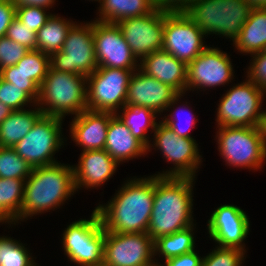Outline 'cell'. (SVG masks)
Wrapping results in <instances>:
<instances>
[{"label": "cell", "instance_id": "obj_9", "mask_svg": "<svg viewBox=\"0 0 266 266\" xmlns=\"http://www.w3.org/2000/svg\"><path fill=\"white\" fill-rule=\"evenodd\" d=\"M266 92L246 78L223 94L217 108L216 123L220 126L254 127L262 114Z\"/></svg>", "mask_w": 266, "mask_h": 266}, {"label": "cell", "instance_id": "obj_46", "mask_svg": "<svg viewBox=\"0 0 266 266\" xmlns=\"http://www.w3.org/2000/svg\"><path fill=\"white\" fill-rule=\"evenodd\" d=\"M257 128L262 137L263 143L266 146V110L262 111Z\"/></svg>", "mask_w": 266, "mask_h": 266}, {"label": "cell", "instance_id": "obj_16", "mask_svg": "<svg viewBox=\"0 0 266 266\" xmlns=\"http://www.w3.org/2000/svg\"><path fill=\"white\" fill-rule=\"evenodd\" d=\"M93 39L98 67L139 69V61L117 24L93 20Z\"/></svg>", "mask_w": 266, "mask_h": 266}, {"label": "cell", "instance_id": "obj_28", "mask_svg": "<svg viewBox=\"0 0 266 266\" xmlns=\"http://www.w3.org/2000/svg\"><path fill=\"white\" fill-rule=\"evenodd\" d=\"M25 180L0 178V223H17L24 198Z\"/></svg>", "mask_w": 266, "mask_h": 266}, {"label": "cell", "instance_id": "obj_19", "mask_svg": "<svg viewBox=\"0 0 266 266\" xmlns=\"http://www.w3.org/2000/svg\"><path fill=\"white\" fill-rule=\"evenodd\" d=\"M207 230L218 247L239 248L246 252L244 240L249 234L250 223L240 207L231 204L219 206L208 219Z\"/></svg>", "mask_w": 266, "mask_h": 266}, {"label": "cell", "instance_id": "obj_47", "mask_svg": "<svg viewBox=\"0 0 266 266\" xmlns=\"http://www.w3.org/2000/svg\"><path fill=\"white\" fill-rule=\"evenodd\" d=\"M12 110L0 102V124L10 115Z\"/></svg>", "mask_w": 266, "mask_h": 266}, {"label": "cell", "instance_id": "obj_18", "mask_svg": "<svg viewBox=\"0 0 266 266\" xmlns=\"http://www.w3.org/2000/svg\"><path fill=\"white\" fill-rule=\"evenodd\" d=\"M181 96L183 94H179L171 86L138 69L130 77L125 105L146 107L159 116L161 112L177 107L175 104L179 103Z\"/></svg>", "mask_w": 266, "mask_h": 266}, {"label": "cell", "instance_id": "obj_7", "mask_svg": "<svg viewBox=\"0 0 266 266\" xmlns=\"http://www.w3.org/2000/svg\"><path fill=\"white\" fill-rule=\"evenodd\" d=\"M216 132L218 151L226 165L258 170L266 160V146L257 126H220Z\"/></svg>", "mask_w": 266, "mask_h": 266}, {"label": "cell", "instance_id": "obj_26", "mask_svg": "<svg viewBox=\"0 0 266 266\" xmlns=\"http://www.w3.org/2000/svg\"><path fill=\"white\" fill-rule=\"evenodd\" d=\"M99 4L100 14L95 21L114 24L127 18L145 16L156 8L153 0H101Z\"/></svg>", "mask_w": 266, "mask_h": 266}, {"label": "cell", "instance_id": "obj_23", "mask_svg": "<svg viewBox=\"0 0 266 266\" xmlns=\"http://www.w3.org/2000/svg\"><path fill=\"white\" fill-rule=\"evenodd\" d=\"M104 149L119 165L148 153L147 147L131 134L117 114L110 119Z\"/></svg>", "mask_w": 266, "mask_h": 266}, {"label": "cell", "instance_id": "obj_10", "mask_svg": "<svg viewBox=\"0 0 266 266\" xmlns=\"http://www.w3.org/2000/svg\"><path fill=\"white\" fill-rule=\"evenodd\" d=\"M62 123L63 118L42 115L29 133L12 148L32 168L58 163L54 155L65 144Z\"/></svg>", "mask_w": 266, "mask_h": 266}, {"label": "cell", "instance_id": "obj_12", "mask_svg": "<svg viewBox=\"0 0 266 266\" xmlns=\"http://www.w3.org/2000/svg\"><path fill=\"white\" fill-rule=\"evenodd\" d=\"M135 70L98 67L86 77L87 108L117 114L125 106L129 80Z\"/></svg>", "mask_w": 266, "mask_h": 266}, {"label": "cell", "instance_id": "obj_32", "mask_svg": "<svg viewBox=\"0 0 266 266\" xmlns=\"http://www.w3.org/2000/svg\"><path fill=\"white\" fill-rule=\"evenodd\" d=\"M32 167L13 148L0 147V178L26 180Z\"/></svg>", "mask_w": 266, "mask_h": 266}, {"label": "cell", "instance_id": "obj_6", "mask_svg": "<svg viewBox=\"0 0 266 266\" xmlns=\"http://www.w3.org/2000/svg\"><path fill=\"white\" fill-rule=\"evenodd\" d=\"M64 254L80 266H102L105 230L96 209L91 218L79 219L65 228L62 235Z\"/></svg>", "mask_w": 266, "mask_h": 266}, {"label": "cell", "instance_id": "obj_3", "mask_svg": "<svg viewBox=\"0 0 266 266\" xmlns=\"http://www.w3.org/2000/svg\"><path fill=\"white\" fill-rule=\"evenodd\" d=\"M76 192L73 167L55 163L32 168L25 180L24 198L17 223L29 217L50 212L65 204Z\"/></svg>", "mask_w": 266, "mask_h": 266}, {"label": "cell", "instance_id": "obj_44", "mask_svg": "<svg viewBox=\"0 0 266 266\" xmlns=\"http://www.w3.org/2000/svg\"><path fill=\"white\" fill-rule=\"evenodd\" d=\"M156 7L164 12H186L194 0H153Z\"/></svg>", "mask_w": 266, "mask_h": 266}, {"label": "cell", "instance_id": "obj_38", "mask_svg": "<svg viewBox=\"0 0 266 266\" xmlns=\"http://www.w3.org/2000/svg\"><path fill=\"white\" fill-rule=\"evenodd\" d=\"M28 52L29 49L21 44L6 36L0 37V70L16 65Z\"/></svg>", "mask_w": 266, "mask_h": 266}, {"label": "cell", "instance_id": "obj_17", "mask_svg": "<svg viewBox=\"0 0 266 266\" xmlns=\"http://www.w3.org/2000/svg\"><path fill=\"white\" fill-rule=\"evenodd\" d=\"M227 53L217 47H206L187 64V91L225 86L234 79V69Z\"/></svg>", "mask_w": 266, "mask_h": 266}, {"label": "cell", "instance_id": "obj_1", "mask_svg": "<svg viewBox=\"0 0 266 266\" xmlns=\"http://www.w3.org/2000/svg\"><path fill=\"white\" fill-rule=\"evenodd\" d=\"M155 175L128 179L98 211L104 230L115 233L148 231L153 208Z\"/></svg>", "mask_w": 266, "mask_h": 266}, {"label": "cell", "instance_id": "obj_35", "mask_svg": "<svg viewBox=\"0 0 266 266\" xmlns=\"http://www.w3.org/2000/svg\"><path fill=\"white\" fill-rule=\"evenodd\" d=\"M0 102L8 106L12 111L23 110L24 106L30 104V107L36 102L20 87L6 82L0 77ZM32 103V105H31Z\"/></svg>", "mask_w": 266, "mask_h": 266}, {"label": "cell", "instance_id": "obj_2", "mask_svg": "<svg viewBox=\"0 0 266 266\" xmlns=\"http://www.w3.org/2000/svg\"><path fill=\"white\" fill-rule=\"evenodd\" d=\"M194 181L195 178L155 175L153 208L147 231L153 241L194 225Z\"/></svg>", "mask_w": 266, "mask_h": 266}, {"label": "cell", "instance_id": "obj_24", "mask_svg": "<svg viewBox=\"0 0 266 266\" xmlns=\"http://www.w3.org/2000/svg\"><path fill=\"white\" fill-rule=\"evenodd\" d=\"M233 45L240 53L252 54L266 47V8H252Z\"/></svg>", "mask_w": 266, "mask_h": 266}, {"label": "cell", "instance_id": "obj_30", "mask_svg": "<svg viewBox=\"0 0 266 266\" xmlns=\"http://www.w3.org/2000/svg\"><path fill=\"white\" fill-rule=\"evenodd\" d=\"M194 225L154 240V256L169 259L195 250Z\"/></svg>", "mask_w": 266, "mask_h": 266}, {"label": "cell", "instance_id": "obj_29", "mask_svg": "<svg viewBox=\"0 0 266 266\" xmlns=\"http://www.w3.org/2000/svg\"><path fill=\"white\" fill-rule=\"evenodd\" d=\"M120 111H123L122 114L120 112L117 115L130 129L131 134L148 148L151 142L147 134L148 129L151 127V131L154 132L158 123L156 122L157 114L153 110L142 106L132 107L125 105Z\"/></svg>", "mask_w": 266, "mask_h": 266}, {"label": "cell", "instance_id": "obj_11", "mask_svg": "<svg viewBox=\"0 0 266 266\" xmlns=\"http://www.w3.org/2000/svg\"><path fill=\"white\" fill-rule=\"evenodd\" d=\"M154 143L149 144L147 152L151 147L161 151L166 161L172 163L174 168L154 174L160 177H188L196 178L202 156L199 154L196 140L177 136L168 126L159 121L154 129ZM152 145V146H151ZM154 145V146H153Z\"/></svg>", "mask_w": 266, "mask_h": 266}, {"label": "cell", "instance_id": "obj_14", "mask_svg": "<svg viewBox=\"0 0 266 266\" xmlns=\"http://www.w3.org/2000/svg\"><path fill=\"white\" fill-rule=\"evenodd\" d=\"M205 34L185 12H167L164 15V39L162 50L189 64L206 47Z\"/></svg>", "mask_w": 266, "mask_h": 266}, {"label": "cell", "instance_id": "obj_20", "mask_svg": "<svg viewBox=\"0 0 266 266\" xmlns=\"http://www.w3.org/2000/svg\"><path fill=\"white\" fill-rule=\"evenodd\" d=\"M118 165L105 149L83 151L78 164L72 165L76 191L81 187H100L113 176Z\"/></svg>", "mask_w": 266, "mask_h": 266}, {"label": "cell", "instance_id": "obj_43", "mask_svg": "<svg viewBox=\"0 0 266 266\" xmlns=\"http://www.w3.org/2000/svg\"><path fill=\"white\" fill-rule=\"evenodd\" d=\"M16 17V8L11 0L0 2V37L6 35L12 20Z\"/></svg>", "mask_w": 266, "mask_h": 266}, {"label": "cell", "instance_id": "obj_48", "mask_svg": "<svg viewBox=\"0 0 266 266\" xmlns=\"http://www.w3.org/2000/svg\"><path fill=\"white\" fill-rule=\"evenodd\" d=\"M252 8H266V0H245Z\"/></svg>", "mask_w": 266, "mask_h": 266}, {"label": "cell", "instance_id": "obj_25", "mask_svg": "<svg viewBox=\"0 0 266 266\" xmlns=\"http://www.w3.org/2000/svg\"><path fill=\"white\" fill-rule=\"evenodd\" d=\"M34 107L33 110H14L0 124V147L12 148L29 133L43 115L37 104Z\"/></svg>", "mask_w": 266, "mask_h": 266}, {"label": "cell", "instance_id": "obj_37", "mask_svg": "<svg viewBox=\"0 0 266 266\" xmlns=\"http://www.w3.org/2000/svg\"><path fill=\"white\" fill-rule=\"evenodd\" d=\"M187 103L188 102H186L184 104L186 106L181 105V106H183L182 108L184 110L180 106V107H178V109H181V110L174 109L173 113L171 112V114L163 117L160 121L163 122L166 126H168L177 136L182 137V138H191V139H194L191 136V134L189 133V131H191V128H193L195 126V124H196L197 121H196L195 116H194L193 113L189 112L188 114H186L185 109L186 108H189V106L187 105ZM182 111H185V112H182ZM180 113L181 114L183 113L184 117L186 116L185 118H187L189 120V122H188V120L185 119V120H187L186 123H185V125L187 124L188 126H184L183 125V121L181 120L182 118H180V119L178 118ZM181 114H180V116L183 117ZM185 127H187V128H185Z\"/></svg>", "mask_w": 266, "mask_h": 266}, {"label": "cell", "instance_id": "obj_41", "mask_svg": "<svg viewBox=\"0 0 266 266\" xmlns=\"http://www.w3.org/2000/svg\"><path fill=\"white\" fill-rule=\"evenodd\" d=\"M251 57L253 60L246 71L247 78L266 92V52L255 53Z\"/></svg>", "mask_w": 266, "mask_h": 266}, {"label": "cell", "instance_id": "obj_21", "mask_svg": "<svg viewBox=\"0 0 266 266\" xmlns=\"http://www.w3.org/2000/svg\"><path fill=\"white\" fill-rule=\"evenodd\" d=\"M114 113L86 110L74 116L70 137L82 151L105 148L108 125Z\"/></svg>", "mask_w": 266, "mask_h": 266}, {"label": "cell", "instance_id": "obj_31", "mask_svg": "<svg viewBox=\"0 0 266 266\" xmlns=\"http://www.w3.org/2000/svg\"><path fill=\"white\" fill-rule=\"evenodd\" d=\"M25 244L7 236H0V266H36Z\"/></svg>", "mask_w": 266, "mask_h": 266}, {"label": "cell", "instance_id": "obj_27", "mask_svg": "<svg viewBox=\"0 0 266 266\" xmlns=\"http://www.w3.org/2000/svg\"><path fill=\"white\" fill-rule=\"evenodd\" d=\"M74 24L75 22L71 19L67 20L52 14L47 22L36 32L37 50L48 55L61 51L67 34Z\"/></svg>", "mask_w": 266, "mask_h": 266}, {"label": "cell", "instance_id": "obj_4", "mask_svg": "<svg viewBox=\"0 0 266 266\" xmlns=\"http://www.w3.org/2000/svg\"><path fill=\"white\" fill-rule=\"evenodd\" d=\"M36 104L43 115L63 119L65 115L76 116L88 110L86 76L62 72L49 67L47 75L39 87Z\"/></svg>", "mask_w": 266, "mask_h": 266}, {"label": "cell", "instance_id": "obj_33", "mask_svg": "<svg viewBox=\"0 0 266 266\" xmlns=\"http://www.w3.org/2000/svg\"><path fill=\"white\" fill-rule=\"evenodd\" d=\"M38 87L44 81L50 67V55L39 50L29 52L16 64Z\"/></svg>", "mask_w": 266, "mask_h": 266}, {"label": "cell", "instance_id": "obj_34", "mask_svg": "<svg viewBox=\"0 0 266 266\" xmlns=\"http://www.w3.org/2000/svg\"><path fill=\"white\" fill-rule=\"evenodd\" d=\"M243 250L239 248L216 247L205 257L202 266H243L245 257Z\"/></svg>", "mask_w": 266, "mask_h": 266}, {"label": "cell", "instance_id": "obj_36", "mask_svg": "<svg viewBox=\"0 0 266 266\" xmlns=\"http://www.w3.org/2000/svg\"><path fill=\"white\" fill-rule=\"evenodd\" d=\"M0 77L6 82L12 83L14 86L24 90L35 102L39 96V87L28 78L20 68L16 65L8 66L0 70Z\"/></svg>", "mask_w": 266, "mask_h": 266}, {"label": "cell", "instance_id": "obj_13", "mask_svg": "<svg viewBox=\"0 0 266 266\" xmlns=\"http://www.w3.org/2000/svg\"><path fill=\"white\" fill-rule=\"evenodd\" d=\"M155 260L154 241L147 232L115 233L105 230L103 265H159Z\"/></svg>", "mask_w": 266, "mask_h": 266}, {"label": "cell", "instance_id": "obj_8", "mask_svg": "<svg viewBox=\"0 0 266 266\" xmlns=\"http://www.w3.org/2000/svg\"><path fill=\"white\" fill-rule=\"evenodd\" d=\"M50 67L86 77L98 68L93 39V21L86 24L76 22L71 27L61 51L50 55Z\"/></svg>", "mask_w": 266, "mask_h": 266}, {"label": "cell", "instance_id": "obj_5", "mask_svg": "<svg viewBox=\"0 0 266 266\" xmlns=\"http://www.w3.org/2000/svg\"><path fill=\"white\" fill-rule=\"evenodd\" d=\"M251 10L245 0H194L185 13L205 36L221 35L234 42Z\"/></svg>", "mask_w": 266, "mask_h": 266}, {"label": "cell", "instance_id": "obj_39", "mask_svg": "<svg viewBox=\"0 0 266 266\" xmlns=\"http://www.w3.org/2000/svg\"><path fill=\"white\" fill-rule=\"evenodd\" d=\"M46 11L47 9L41 7L24 6L16 8V17L29 30L37 32L52 15V13L47 14Z\"/></svg>", "mask_w": 266, "mask_h": 266}, {"label": "cell", "instance_id": "obj_40", "mask_svg": "<svg viewBox=\"0 0 266 266\" xmlns=\"http://www.w3.org/2000/svg\"><path fill=\"white\" fill-rule=\"evenodd\" d=\"M5 36L29 50H37L36 32L29 30V28L24 26L17 17L12 20Z\"/></svg>", "mask_w": 266, "mask_h": 266}, {"label": "cell", "instance_id": "obj_42", "mask_svg": "<svg viewBox=\"0 0 266 266\" xmlns=\"http://www.w3.org/2000/svg\"><path fill=\"white\" fill-rule=\"evenodd\" d=\"M203 257H200L195 250L176 257L166 259L164 264L159 266H202Z\"/></svg>", "mask_w": 266, "mask_h": 266}, {"label": "cell", "instance_id": "obj_15", "mask_svg": "<svg viewBox=\"0 0 266 266\" xmlns=\"http://www.w3.org/2000/svg\"><path fill=\"white\" fill-rule=\"evenodd\" d=\"M166 13L156 7L145 16L127 18L116 23L138 61L162 50Z\"/></svg>", "mask_w": 266, "mask_h": 266}, {"label": "cell", "instance_id": "obj_22", "mask_svg": "<svg viewBox=\"0 0 266 266\" xmlns=\"http://www.w3.org/2000/svg\"><path fill=\"white\" fill-rule=\"evenodd\" d=\"M139 69L171 86L179 94H185L187 91V64L164 50L145 56L139 62Z\"/></svg>", "mask_w": 266, "mask_h": 266}, {"label": "cell", "instance_id": "obj_45", "mask_svg": "<svg viewBox=\"0 0 266 266\" xmlns=\"http://www.w3.org/2000/svg\"><path fill=\"white\" fill-rule=\"evenodd\" d=\"M55 1L56 0H11L15 8L30 6L41 7L47 10H49V7L52 8V6L55 4Z\"/></svg>", "mask_w": 266, "mask_h": 266}]
</instances>
